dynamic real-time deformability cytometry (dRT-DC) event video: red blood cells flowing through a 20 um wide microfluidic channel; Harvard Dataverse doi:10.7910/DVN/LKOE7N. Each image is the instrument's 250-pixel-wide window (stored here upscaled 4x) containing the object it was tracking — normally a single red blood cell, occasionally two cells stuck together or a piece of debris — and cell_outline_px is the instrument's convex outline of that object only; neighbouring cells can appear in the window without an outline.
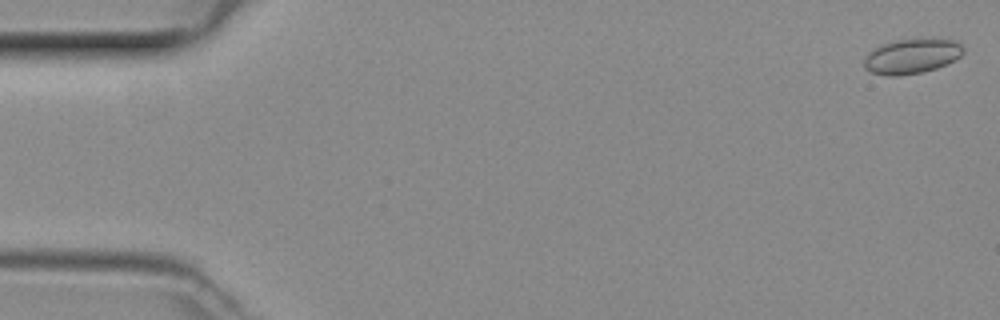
{"species": "common noctule bat (a hibernating species)", "species_latin": "Nyctalus noctula", "temperature_condition": "room temperature", "stored_images_in_passage": 13, "camera_frame_rate_fps": 3000, "um_per_image_px": 0.085, "animal": {"sex": "female", "body_mass_g": 29.2, "forearm_length_mm": 56.3}, "frame": {"image": 1, "passage_image": 1, "time_ms": 0.0, "image_size_px": [1000, 320], "cell_outline_px": [[964, 52], [956, 60], [948, 64], [936, 68], [920, 72], [900, 76], [888, 76], [872, 72], [864, 68], [864, 60], [868, 52], [884, 44], [896, 40], [932, 36], [956, 40], [964, 48]], "centroid_in_image_um": [77.57, 4.74], "position_along_channel_um": 7.4, "area_um2": 20.69}}